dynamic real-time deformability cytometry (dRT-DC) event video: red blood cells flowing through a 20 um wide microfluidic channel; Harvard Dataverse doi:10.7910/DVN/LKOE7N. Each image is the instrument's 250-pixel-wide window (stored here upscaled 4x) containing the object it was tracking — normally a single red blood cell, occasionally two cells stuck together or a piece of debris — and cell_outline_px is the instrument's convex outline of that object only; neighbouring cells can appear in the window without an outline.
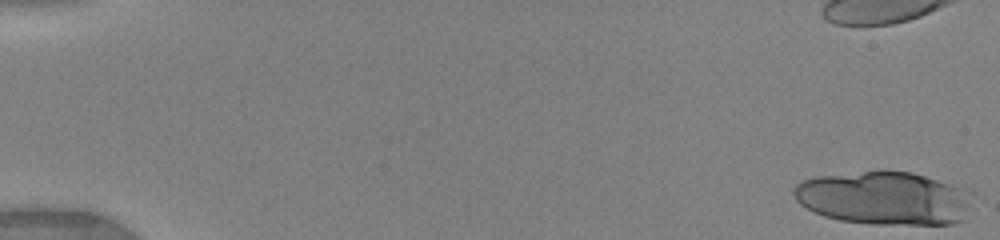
{"species": "human", "species_latin": "Homo sapiens", "temperature_condition": "warm", "stored_images_in_passage": 17, "camera_frame_rate_fps": 3000, "um_per_image_px": 0.085, "donor": {"sex": "female"}, "frame": {"image": 1, "passage_image": 1, "time_ms": 0.0, "image_size_px": [1000, 240], "cell_outline_px": [[968, 192], [964, 220], [952, 224], [876, 224], [840, 220], [824, 216], [812, 212], [800, 204], [796, 200], [792, 192], [796, 184], [804, 180], [816, 176], [880, 168], [884, 168], [912, 172], [952, 184], [964, 188]], "centroid_in_image_um": [75.07, 16.81], "position_along_channel_um": 9.9, "area_um2": 56.01}}